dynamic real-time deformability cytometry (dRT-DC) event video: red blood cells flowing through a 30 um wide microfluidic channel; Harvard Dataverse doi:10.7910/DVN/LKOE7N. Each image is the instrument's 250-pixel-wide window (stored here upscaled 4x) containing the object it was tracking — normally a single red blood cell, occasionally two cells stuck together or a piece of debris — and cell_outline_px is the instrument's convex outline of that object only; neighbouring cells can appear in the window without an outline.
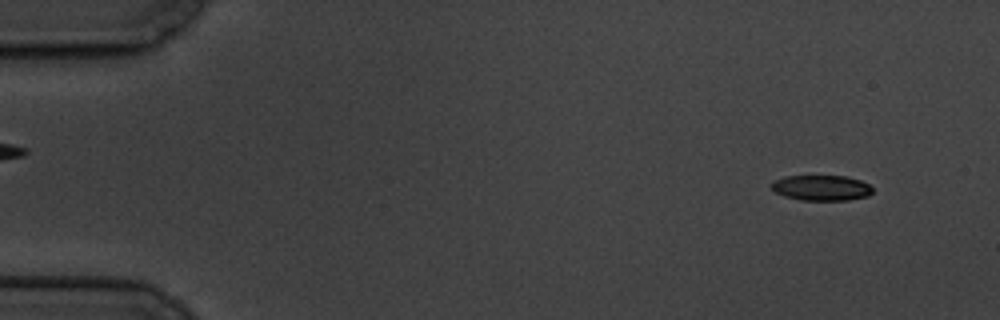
{"species": "common noctule bat (a hibernating species)", "species_latin": "Nyctalus noctula", "temperature_condition": "cold", "stored_images_in_passage": 6, "camera_frame_rate_fps": 3000, "um_per_image_px": 0.085, "animal": {"sex": "male", "body_mass_g": 19.5, "forearm_length_mm": 54.6}, "frame": {"image": 1, "passage_image": 1, "time_ms": 0.0, "image_size_px": [1000, 320], "cell_outline_px": [[872, 192], [868, 196], [848, 200], [800, 200], [784, 196], [776, 192], [772, 188], [772, 180], [784, 176], [848, 176], [860, 180], [868, 184], [872, 188]], "centroid_in_image_um": [69.81, 15.96], "position_along_channel_um": 15.2, "area_um2": 15.03}}
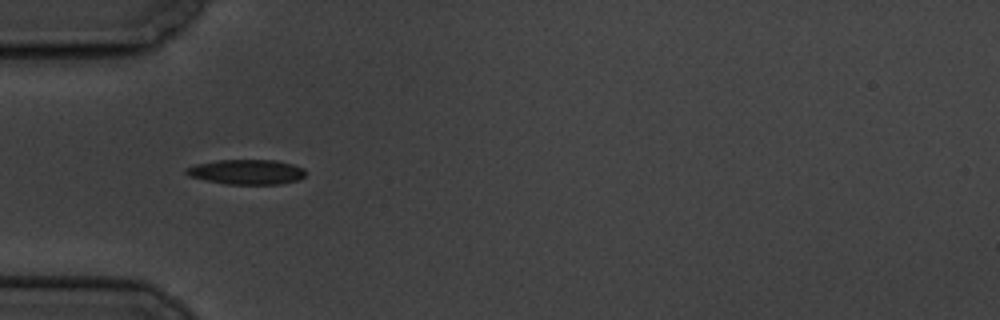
{"frame": {"image": 2, "passage_image": 5, "time_ms": 4.667, "image_size_px": [1000, 320], "cell_outline_px": [[308, 172], [300, 180], [280, 184], [228, 184], [188, 176], [184, 172], [184, 168], [196, 164], [216, 160], [276, 160], [292, 164], [304, 168]], "centroid_in_image_um": [20.99, 14.61], "position_along_channel_um": 64.0, "area_um2": 17.46}}
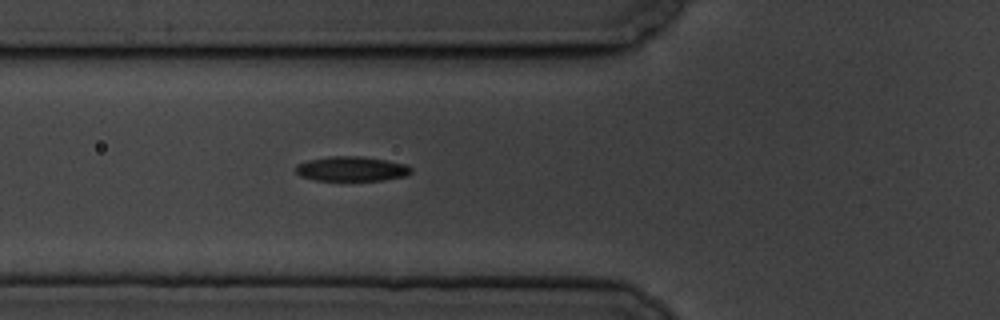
{"frame": {"image": 3, "passage_image": 6, "time_ms": 5.667, "image_size_px": [1000, 320], "cell_outline_px": [[412, 172], [408, 176], [384, 180], [316, 180], [300, 176], [296, 172], [296, 164], [308, 160], [328, 156], [364, 156], [388, 160], [408, 164], [412, 168]], "centroid_in_image_um": [29.94, 14.34], "position_along_channel_um": 95.9, "area_um2": 16.88}}